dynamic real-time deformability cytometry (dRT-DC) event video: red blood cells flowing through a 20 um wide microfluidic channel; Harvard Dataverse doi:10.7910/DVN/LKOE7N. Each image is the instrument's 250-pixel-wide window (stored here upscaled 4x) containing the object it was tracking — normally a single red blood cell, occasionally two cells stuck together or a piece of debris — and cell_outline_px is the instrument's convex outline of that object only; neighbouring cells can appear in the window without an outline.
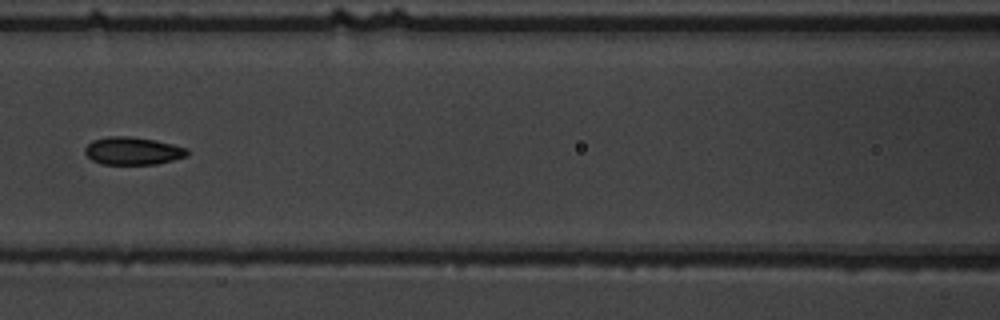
{"species": "common noctule bat (a hibernating species)", "species_latin": "Nyctalus noctula", "temperature_condition": "warm", "stored_images_in_passage": 7, "camera_frame_rate_fps": 3000, "um_per_image_px": 0.085, "animal": {"sex": "male", "body_mass_g": 19.5, "forearm_length_mm": 54.6}, "frame": {"image": 1, "passage_image": 7, "time_ms": 7.667, "image_size_px": [1000, 320], "cell_outline_px": [[188, 156], [156, 164], [100, 164], [92, 160], [84, 152], [84, 148], [92, 140], [108, 136], [128, 136], [156, 140], [188, 148]], "centroid_in_image_um": [11.28, 12.82], "position_along_channel_um": 155.3, "area_um2": 16.59}}